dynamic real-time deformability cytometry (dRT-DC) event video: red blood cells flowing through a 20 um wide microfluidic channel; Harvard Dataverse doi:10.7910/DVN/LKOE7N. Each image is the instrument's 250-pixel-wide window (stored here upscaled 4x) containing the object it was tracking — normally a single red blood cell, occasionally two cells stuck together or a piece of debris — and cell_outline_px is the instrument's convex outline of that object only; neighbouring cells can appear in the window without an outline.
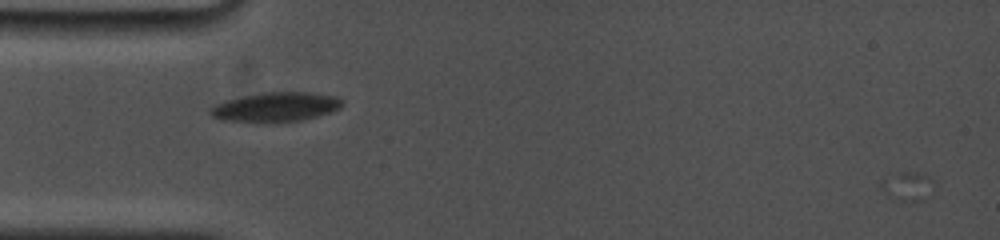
{"species": "common noctule bat (a hibernating species)", "species_latin": "Nyctalus noctula", "temperature_condition": "cold", "stored_images_in_passage": 2, "camera_frame_rate_fps": 5000, "um_per_image_px": 0.085, "animal": {"sex": "female", "body_mass_g": 19.0, "forearm_length_mm": 53.3}, "frame": {"image": 1, "passage_image": 1, "time_ms": 0.0, "image_size_px": [1000, 240], "cell_outline_px": [[344, 104], [340, 108], [332, 112], [300, 120], [220, 120], [212, 116], [208, 112], [208, 108], [224, 100], [264, 92], [308, 92], [336, 96], [344, 100]], "centroid_in_image_um": [23.47, 9.05], "position_along_channel_um": 61.5, "area_um2": 22.02}}